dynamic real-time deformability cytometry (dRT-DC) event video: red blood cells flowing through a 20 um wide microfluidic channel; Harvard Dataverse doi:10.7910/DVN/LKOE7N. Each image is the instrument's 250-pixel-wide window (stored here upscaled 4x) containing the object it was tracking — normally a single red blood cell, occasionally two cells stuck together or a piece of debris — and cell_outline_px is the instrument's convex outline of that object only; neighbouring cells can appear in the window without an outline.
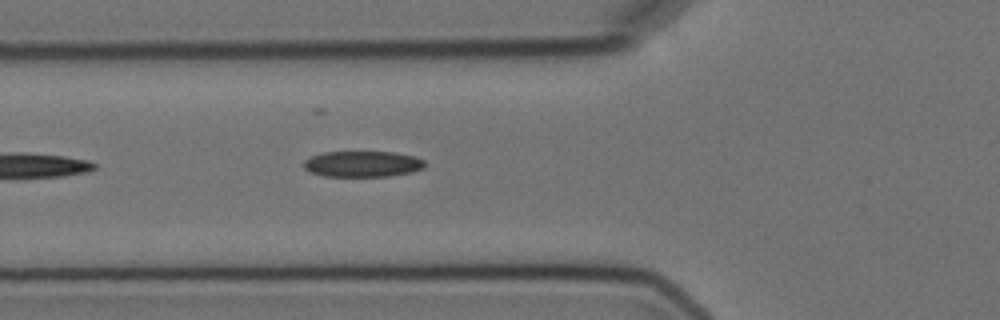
{"species": "Egyptian fruit bat (a non-hibernating species)", "species_latin": "Rousettus aegyptiacus", "temperature_condition": "cold", "stored_images_in_passage": 2, "camera_frame_rate_fps": 3000, "um_per_image_px": 0.085, "animal": {"sex": "female"}, "frame": {"image": 1, "passage_image": 2, "time_ms": 1.333, "image_size_px": [1000, 320], "cell_outline_px": [[428, 164], [424, 168], [412, 172], [392, 176], [324, 176], [312, 172], [304, 168], [304, 160], [312, 156], [324, 152], [392, 152], [412, 156], [424, 160]], "centroid_in_image_um": [30.86, 13.94], "position_along_channel_um": 94.9, "area_um2": 18.26}}